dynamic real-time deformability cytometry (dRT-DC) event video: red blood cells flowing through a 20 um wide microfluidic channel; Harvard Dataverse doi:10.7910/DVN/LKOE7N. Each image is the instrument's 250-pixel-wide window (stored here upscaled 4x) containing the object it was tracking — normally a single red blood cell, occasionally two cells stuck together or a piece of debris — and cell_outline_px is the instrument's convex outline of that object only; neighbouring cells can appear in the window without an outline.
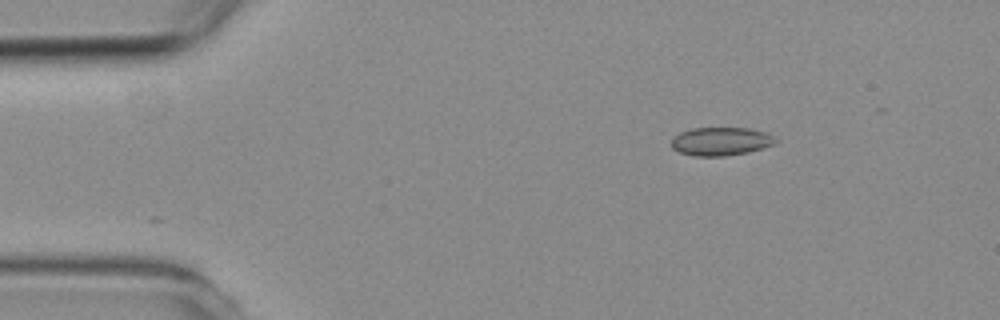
{"species": "common noctule bat (a hibernating species)", "species_latin": "Nyctalus noctula", "temperature_condition": "room temperature", "stored_images_in_passage": 4, "camera_frame_rate_fps": 3000, "um_per_image_px": 0.085, "animal": {"sex": "female", "body_mass_g": 19.3, "forearm_length_mm": 54.1}, "frame": {"image": 1, "passage_image": 2, "time_ms": 1.333, "image_size_px": [1000, 320], "cell_outline_px": [[780, 140], [776, 144], [764, 148], [748, 152], [724, 156], [692, 156], [680, 152], [672, 148], [672, 136], [680, 132], [692, 128], [748, 128], [768, 132]], "centroid_in_image_um": [61.32, 12.01], "position_along_channel_um": 23.7, "area_um2": 17.51}}
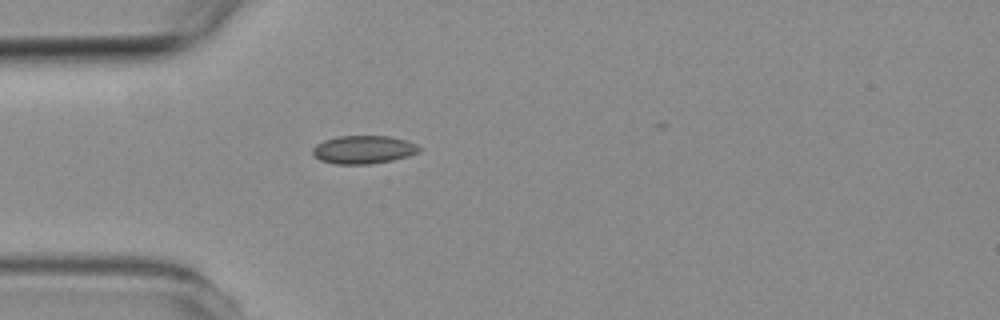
{"frame": {"image": 2, "passage_image": 4, "time_ms": 3.667, "image_size_px": [1000, 320], "cell_outline_px": [[424, 148], [420, 152], [408, 156], [392, 160], [368, 164], [336, 164], [320, 160], [312, 156], [312, 148], [316, 144], [324, 140], [336, 136], [388, 136], [404, 140], [416, 144]], "centroid_in_image_um": [30.88, 12.72], "position_along_channel_um": 54.1, "area_um2": 17.63}}